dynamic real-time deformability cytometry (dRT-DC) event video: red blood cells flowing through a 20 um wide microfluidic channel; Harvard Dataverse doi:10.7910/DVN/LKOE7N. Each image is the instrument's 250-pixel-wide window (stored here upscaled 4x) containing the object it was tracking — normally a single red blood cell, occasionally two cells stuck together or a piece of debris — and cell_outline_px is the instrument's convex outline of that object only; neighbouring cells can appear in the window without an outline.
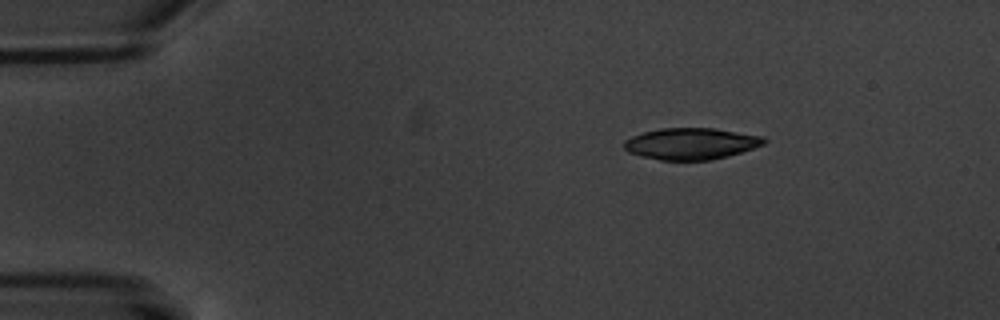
{"species": "common noctule bat (a hibernating species)", "species_latin": "Nyctalus noctula", "temperature_condition": "warm", "stored_images_in_passage": 7, "camera_frame_rate_fps": 3000, "um_per_image_px": 0.085, "animal": {"sex": "male", "body_mass_g": 20.1, "forearm_length_mm": 53.5}, "frame": {"image": 1, "passage_image": 1, "time_ms": 0.0, "image_size_px": [1000, 320], "cell_outline_px": [[768, 140], [764, 144], [728, 156], [712, 160], [660, 160], [640, 156], [628, 152], [624, 148], [624, 140], [632, 136], [644, 132], [660, 128], [716, 128], [764, 136]], "centroid_in_image_um": [58.74, 12.21], "position_along_channel_um": 26.3, "area_um2": 25.84}}
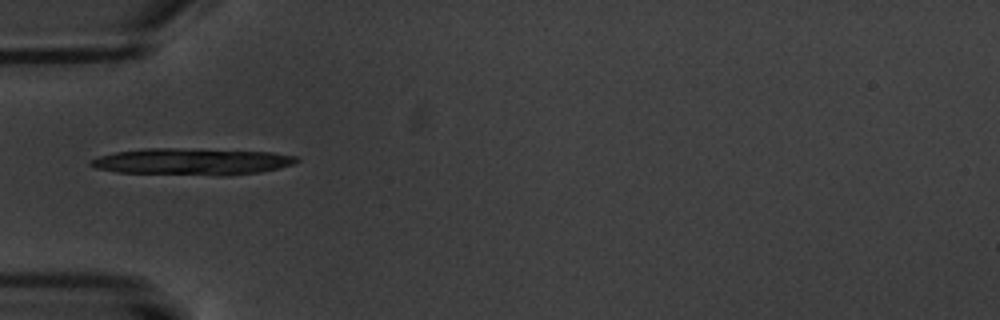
{"frame": {"image": 2, "passage_image": 4, "time_ms": 3.333, "image_size_px": [1000, 320], "cell_outline_px": [[300, 160], [292, 164], [280, 168], [260, 172], [224, 176], [216, 176], [116, 172], [96, 168], [88, 164], [92, 160], [100, 156], [116, 152], [144, 148], [176, 148], [272, 152], [296, 156]], "centroid_in_image_um": [16.33, 13.74], "position_along_channel_um": 68.7, "area_um2": 32.14}}